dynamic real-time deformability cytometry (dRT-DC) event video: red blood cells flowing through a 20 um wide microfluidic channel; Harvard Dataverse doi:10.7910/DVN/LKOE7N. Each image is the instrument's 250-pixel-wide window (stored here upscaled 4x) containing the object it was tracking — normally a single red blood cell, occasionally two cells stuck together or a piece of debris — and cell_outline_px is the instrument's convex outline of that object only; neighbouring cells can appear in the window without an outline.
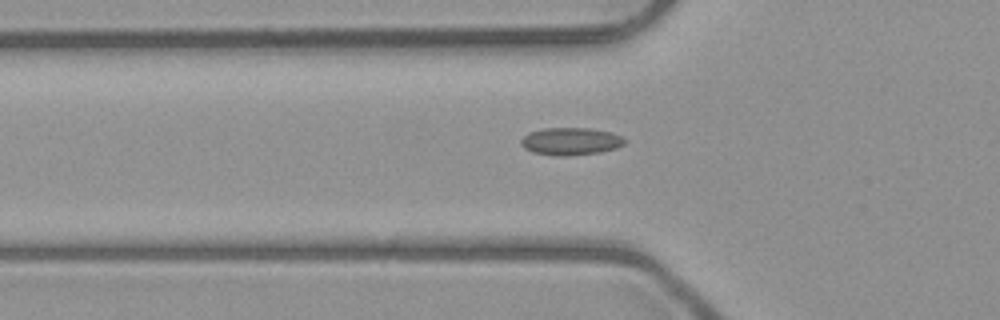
{"species": "common noctule bat (a hibernating species)", "species_latin": "Nyctalus noctula", "temperature_condition": "room temperature", "stored_images_in_passage": 4, "camera_frame_rate_fps": 3000, "um_per_image_px": 0.085, "animal": {"sex": "male", "body_mass_g": 23.1, "forearm_length_mm": 52.7}, "frame": {"image": 1, "passage_image": 4, "time_ms": 3.333, "image_size_px": [1000, 320], "cell_outline_px": [[624, 144], [616, 148], [600, 152], [568, 156], [556, 156], [532, 152], [524, 148], [520, 144], [520, 140], [528, 132], [544, 128], [588, 128], [612, 132], [620, 136], [624, 140]], "centroid_in_image_um": [48.47, 12.01], "position_along_channel_um": 77.3, "area_um2": 16.65}}